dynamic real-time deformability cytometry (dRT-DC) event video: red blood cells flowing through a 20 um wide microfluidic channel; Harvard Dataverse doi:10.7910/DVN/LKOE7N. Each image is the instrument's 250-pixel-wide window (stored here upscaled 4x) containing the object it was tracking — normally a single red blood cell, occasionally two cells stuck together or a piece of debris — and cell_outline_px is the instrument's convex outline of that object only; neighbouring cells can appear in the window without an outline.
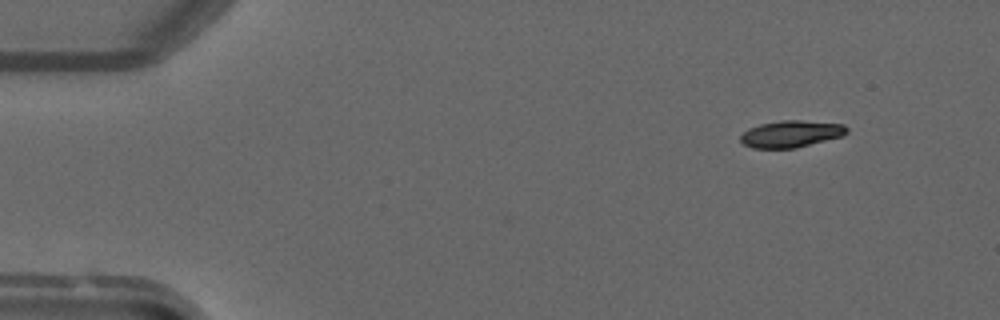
{"species": "common noctule bat (a hibernating species)", "species_latin": "Nyctalus noctula", "temperature_condition": "warm", "stored_images_in_passage": 4, "camera_frame_rate_fps": 3000, "um_per_image_px": 0.085, "animal": {"sex": "male", "forearm_length_mm": 52.5}, "frame": {"image": 1, "passage_image": 2, "time_ms": 1.0, "image_size_px": [1000, 320], "cell_outline_px": [[848, 132], [844, 136], [796, 148], [752, 148], [744, 144], [740, 140], [740, 136], [748, 128], [760, 124], [780, 120], [800, 120], [844, 124], [848, 128]], "centroid_in_image_um": [67.26, 11.38], "position_along_channel_um": 17.7, "area_um2": 16.76}}